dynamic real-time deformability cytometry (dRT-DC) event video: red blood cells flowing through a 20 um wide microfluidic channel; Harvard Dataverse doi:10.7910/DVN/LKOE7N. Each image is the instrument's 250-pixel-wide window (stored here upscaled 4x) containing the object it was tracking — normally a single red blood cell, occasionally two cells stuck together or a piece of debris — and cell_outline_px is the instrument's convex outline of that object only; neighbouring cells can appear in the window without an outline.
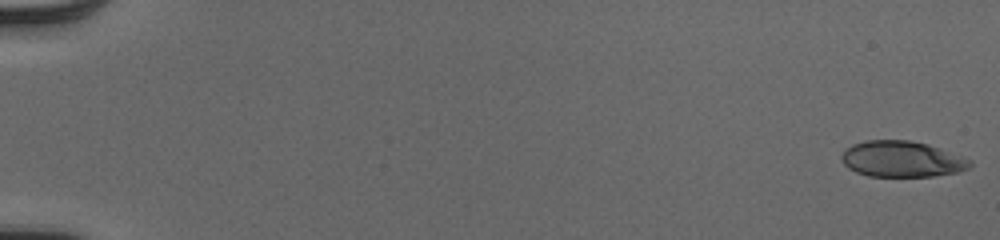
{"species": "human", "species_latin": "Homo sapiens", "temperature_condition": "cold", "stored_images_in_passage": 52, "camera_frame_rate_fps": 3000, "um_per_image_px": 0.085, "donor": {"sex": "male"}, "frame": {"image": 1, "passage_image": 1, "time_ms": 0.0, "image_size_px": [1000, 240], "cell_outline_px": [[972, 164], [968, 168], [956, 172], [932, 176], [868, 176], [856, 172], [848, 168], [844, 164], [840, 156], [844, 148], [852, 144], [864, 140], [908, 140], [928, 144], [972, 160]], "centroid_in_image_um": [76.6, 13.51], "position_along_channel_um": 8.4, "area_um2": 26.93}}
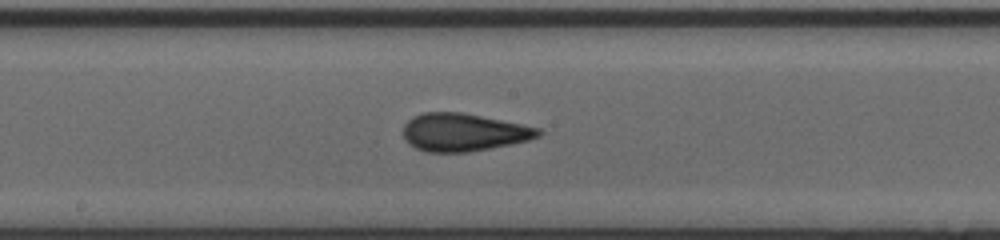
{"frame": {"image": 2, "passage_image": 30, "time_ms": 9.667, "image_size_px": [1000, 240], "cell_outline_px": [[544, 132], [540, 136], [528, 140], [468, 152], [428, 152], [416, 148], [408, 144], [404, 140], [404, 124], [412, 116], [424, 112], [464, 112], [540, 128]], "centroid_in_image_um": [39.38, 11.23], "position_along_channel_um": 208.8, "area_um2": 29.77}}
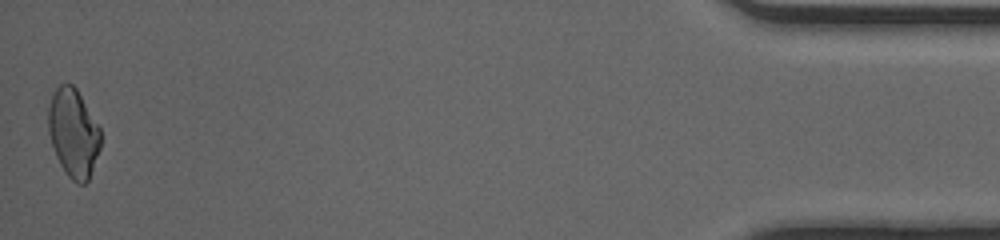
{"frame": {"image": 3, "passage_image": 52, "time_ms": 17.0, "image_size_px": [1000, 240], "cell_outline_px": [[100, 148], [88, 180], [84, 184], [76, 184], [68, 176], [60, 164], [56, 156], [48, 132], [48, 108], [52, 96], [56, 88], [60, 84], [72, 84], [76, 88], [100, 128]], "centroid_in_image_um": [6.23, 11.31], "position_along_channel_um": 429.0, "area_um2": 26.7}, "authors_computed_cell_mechanics": {"area_um2": 28.4376, "velocity_mm_per_s": 4.1113, "shape_relaxation_time_tau1_ms": 4.2113, "shape_relaxation_time_tau2_ms": 1.1273, "deformation_change_tau1": 0.1469, "deformation_change_tau2": 0.0646}}